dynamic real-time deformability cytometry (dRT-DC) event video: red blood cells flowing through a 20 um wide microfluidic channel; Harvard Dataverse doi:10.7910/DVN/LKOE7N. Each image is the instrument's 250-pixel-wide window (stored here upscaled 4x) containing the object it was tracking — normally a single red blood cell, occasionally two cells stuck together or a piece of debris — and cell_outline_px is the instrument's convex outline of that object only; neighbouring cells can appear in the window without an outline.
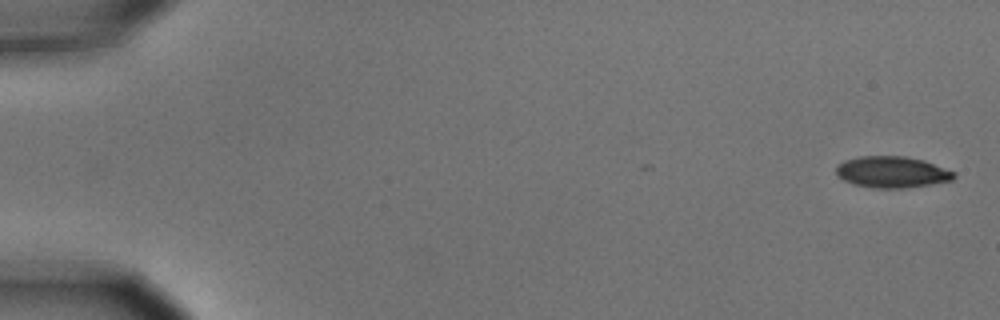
{"species": "common noctule bat (a hibernating species)", "species_latin": "Nyctalus noctula", "temperature_condition": "cold", "stored_images_in_passage": 6, "camera_frame_rate_fps": 3000, "um_per_image_px": 0.085, "animal": {"sex": "male", "body_mass_g": 15.6}, "frame": {"image": 1, "passage_image": 1, "time_ms": 0.0, "image_size_px": [1000, 320], "cell_outline_px": [[956, 176], [952, 180], [932, 184], [904, 188], [872, 188], [852, 184], [836, 176], [836, 168], [844, 160], [860, 156], [904, 156], [924, 160], [956, 172]], "centroid_in_image_um": [75.82, 14.63], "position_along_channel_um": 9.2, "area_um2": 21.68}}